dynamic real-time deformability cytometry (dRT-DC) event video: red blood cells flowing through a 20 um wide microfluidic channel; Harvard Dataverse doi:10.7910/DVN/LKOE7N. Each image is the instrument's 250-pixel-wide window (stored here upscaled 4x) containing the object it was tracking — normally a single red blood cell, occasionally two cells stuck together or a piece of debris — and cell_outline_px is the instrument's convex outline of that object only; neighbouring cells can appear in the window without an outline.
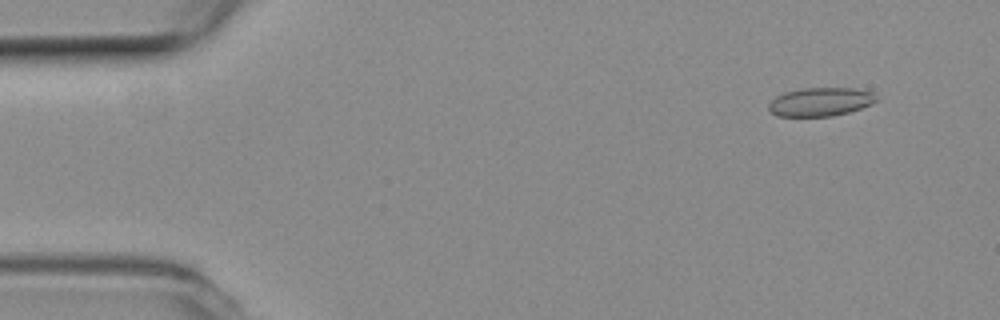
{"species": "common noctule bat (a hibernating species)", "species_latin": "Nyctalus noctula", "temperature_condition": "room temperature", "stored_images_in_passage": 4, "camera_frame_rate_fps": 3000, "um_per_image_px": 0.085, "animal": {"sex": "female", "body_mass_g": 19.3, "forearm_length_mm": 54.1}, "frame": {"image": 1, "passage_image": 1, "time_ms": 0.0, "image_size_px": [1000, 320], "cell_outline_px": [[876, 100], [872, 104], [848, 112], [832, 116], [776, 116], [768, 108], [768, 104], [776, 96], [784, 92], [804, 88], [856, 88], [872, 92], [876, 96]], "centroid_in_image_um": [69.73, 8.65], "position_along_channel_um": 15.3, "area_um2": 17.86}}
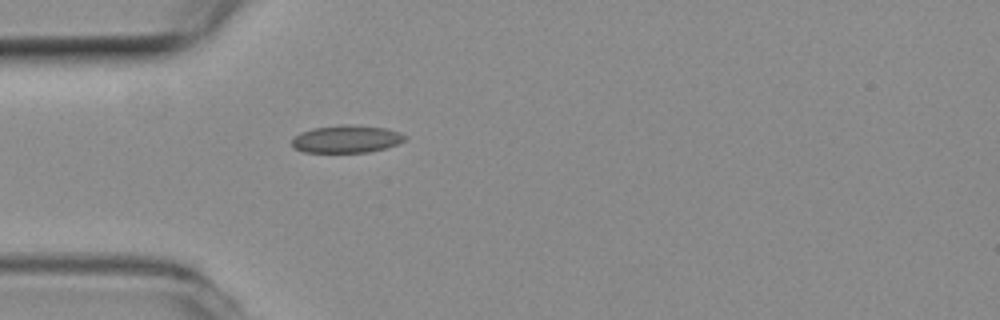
{"frame": {"image": 2, "passage_image": 4, "time_ms": 1.0, "image_size_px": [1000, 320], "cell_outline_px": [[408, 136], [404, 140], [396, 144], [384, 148], [368, 152], [304, 152], [296, 148], [292, 144], [292, 136], [300, 132], [312, 128], [384, 128], [400, 132]], "centroid_in_image_um": [29.42, 11.87], "position_along_channel_um": 55.6, "area_um2": 16.99}}